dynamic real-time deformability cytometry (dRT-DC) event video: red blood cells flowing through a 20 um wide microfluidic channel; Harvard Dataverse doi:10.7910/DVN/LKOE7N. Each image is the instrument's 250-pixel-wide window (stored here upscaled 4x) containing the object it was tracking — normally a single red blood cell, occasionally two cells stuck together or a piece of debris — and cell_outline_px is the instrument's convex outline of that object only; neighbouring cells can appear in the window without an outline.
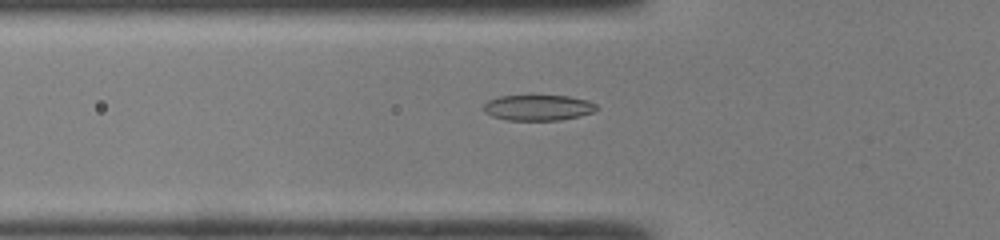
{"species": "common noctule bat (a hibernating species)", "species_latin": "Nyctalus noctula", "temperature_condition": "room temperature", "stored_images_in_passage": 36, "camera_frame_rate_fps": 3000, "um_per_image_px": 0.085, "animal": {"sex": "male", "body_mass_g": 19.0, "forearm_length_mm": 50.8}, "frame": {"image": 1, "passage_image": 8, "time_ms": 2.333, "image_size_px": [1000, 240], "cell_outline_px": [[596, 108], [592, 112], [580, 116], [560, 120], [508, 120], [492, 116], [484, 112], [484, 104], [488, 100], [500, 96], [568, 96], [588, 100], [596, 104]], "centroid_in_image_um": [45.73, 9.15], "position_along_channel_um": 80.1, "area_um2": 16.76}}
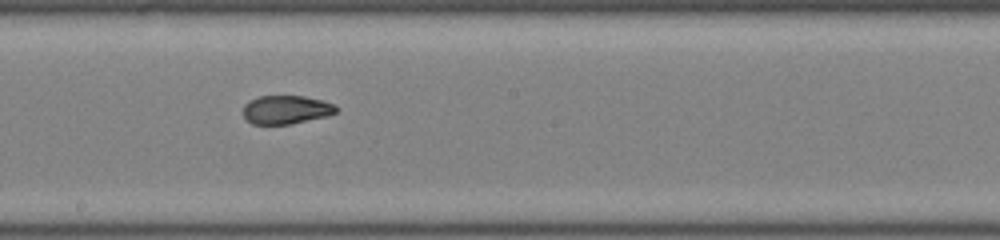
{"frame": {"image": 2, "passage_image": 18, "time_ms": 5.667, "image_size_px": [1000, 240], "cell_outline_px": [[340, 108], [336, 112], [328, 116], [292, 124], [252, 124], [244, 116], [244, 104], [260, 96], [304, 96], [320, 100], [332, 104]], "centroid_in_image_um": [24.35, 9.33], "position_along_channel_um": 223.9, "area_um2": 15.37}}
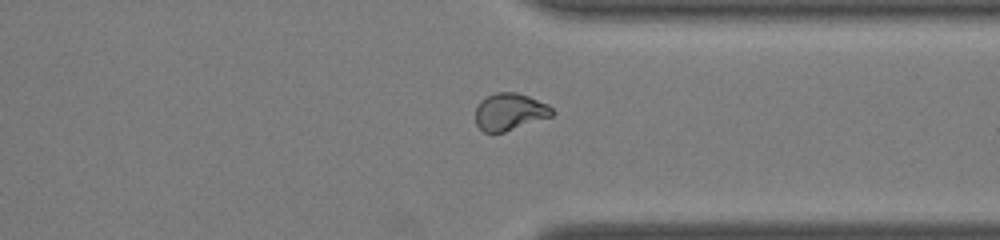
{"frame": {"image": 3, "passage_image": 28, "time_ms": 9.0, "image_size_px": [1000, 240], "cell_outline_px": [[556, 112], [552, 116], [504, 132], [484, 132], [476, 124], [476, 108], [480, 100], [496, 92], [516, 92], [528, 96], [548, 104]], "centroid_in_image_um": [43.34, 9.49], "position_along_channel_um": 368.1, "area_um2": 16.53}}